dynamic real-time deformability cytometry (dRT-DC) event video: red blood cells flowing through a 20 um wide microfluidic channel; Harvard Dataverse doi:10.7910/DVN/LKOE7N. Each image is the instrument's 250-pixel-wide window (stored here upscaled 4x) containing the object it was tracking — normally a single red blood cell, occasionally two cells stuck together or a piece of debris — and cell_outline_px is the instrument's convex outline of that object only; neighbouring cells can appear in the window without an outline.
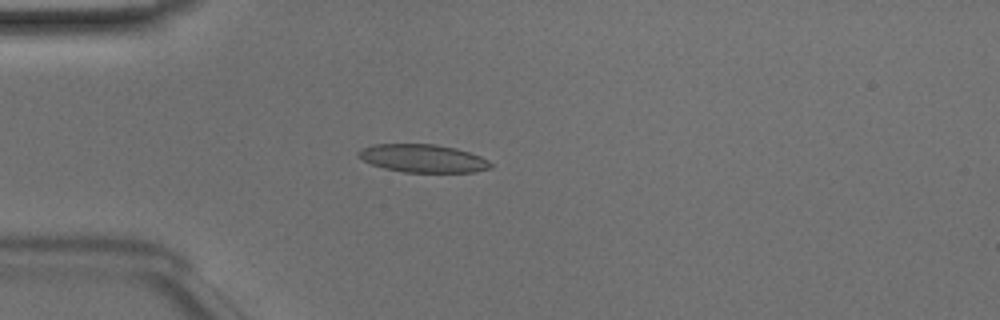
{"species": "Egyptian fruit bat (a non-hibernating species)", "species_latin": "Rousettus aegyptiacus", "temperature_condition": "room temperature", "stored_images_in_passage": 48, "camera_frame_rate_fps": 3000, "um_per_image_px": 0.085, "animal": {"sex": "male"}, "frame": {"image": 1, "passage_image": 12, "time_ms": 3.667, "image_size_px": [1000, 320], "cell_outline_px": [[492, 168], [472, 172], [404, 172], [384, 168], [372, 164], [356, 156], [356, 152], [360, 148], [372, 144], [436, 144], [456, 148], [480, 156], [488, 160], [492, 164]], "centroid_in_image_um": [35.92, 13.45], "position_along_channel_um": 49.1, "area_um2": 21.68}}
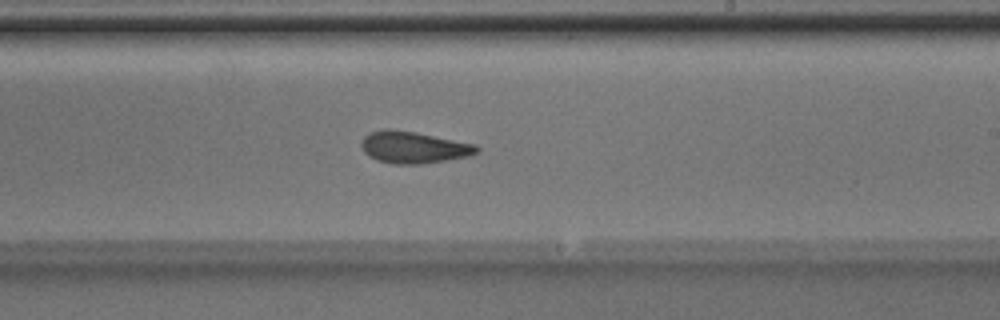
{"frame": {"image": 2, "passage_image": 28, "time_ms": 9.0, "image_size_px": [1000, 320], "cell_outline_px": [[480, 152], [472, 156], [420, 164], [392, 164], [376, 160], [368, 156], [364, 152], [360, 144], [364, 136], [368, 132], [384, 128], [388, 128], [416, 132], [476, 144], [480, 148]], "centroid_in_image_um": [35.16, 12.52], "position_along_channel_um": 253.8, "area_um2": 21.79}}
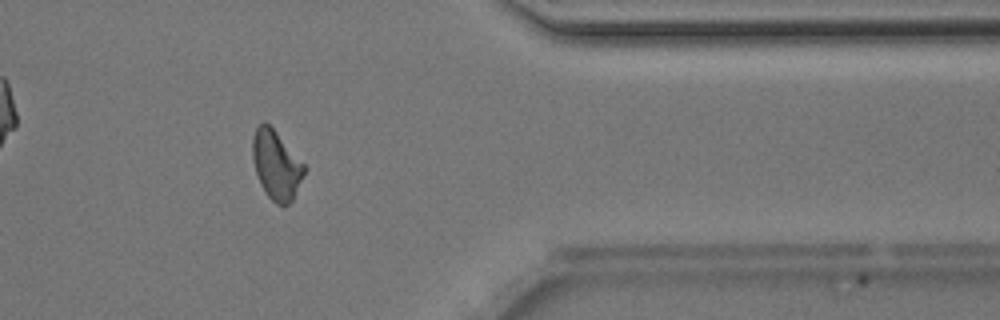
{"frame": {"image": 3, "passage_image": 39, "time_ms": 12.667, "image_size_px": [1000, 320], "cell_outline_px": [[304, 172], [292, 200], [284, 208], [276, 204], [264, 192], [260, 184], [256, 172], [252, 156], [252, 136], [256, 128], [264, 120], [276, 132], [304, 164]], "centroid_in_image_um": [23.44, 14.04], "position_along_channel_um": 388.0, "area_um2": 20.46}, "authors_computed_cell_mechanics": {"area_um2": 21.2415, "velocity_mm_per_s": 4.1022, "shape_relaxation_time_tau1_ms": 3.2086, "shape_relaxation_time_tau2_ms": 1.6818, "deformation_change_tau1": 0.1378, "deformation_change_tau2": 0.0979}}